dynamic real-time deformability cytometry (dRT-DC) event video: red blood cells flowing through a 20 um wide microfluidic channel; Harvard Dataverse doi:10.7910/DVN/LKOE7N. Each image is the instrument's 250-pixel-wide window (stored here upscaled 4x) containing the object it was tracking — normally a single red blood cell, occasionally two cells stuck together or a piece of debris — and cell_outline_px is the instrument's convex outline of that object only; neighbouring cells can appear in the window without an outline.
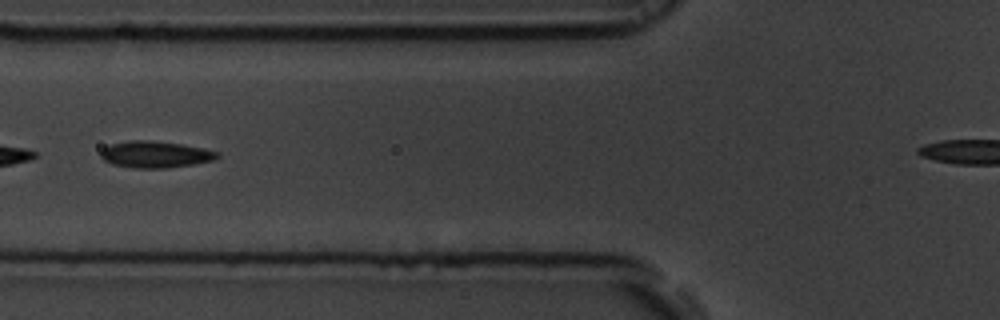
{"species": "common noctule bat (a hibernating species)", "species_latin": "Nyctalus noctula", "temperature_condition": "room temperature", "stored_images_in_passage": 40, "camera_frame_rate_fps": 3000, "um_per_image_px": 0.085, "animal": {"sex": "male", "body_mass_g": 19.5, "forearm_length_mm": 54.6}, "frame": {"image": 1, "passage_image": 12, "time_ms": 3.667, "image_size_px": [1000, 320], "cell_outline_px": [[220, 156], [212, 160], [196, 164], [168, 168], [132, 168], [112, 164], [104, 160], [100, 156], [100, 152], [104, 148], [112, 144], [132, 140], [152, 140], [180, 144], [204, 148], [220, 152]], "centroid_in_image_um": [13.22, 13.13], "position_along_channel_um": 112.6, "area_um2": 18.15}, "authors_computed_cell_mechanics": {"area_um2": 17.0799, "velocity_mm_per_s": 3.6986, "shape_relaxation_time_tau1_ms": 3.923, "shape_relaxation_time_tau2_ms": 2.952, "deformation_change_tau1": 0.1182, "deformation_change_tau2": 0.1024}}